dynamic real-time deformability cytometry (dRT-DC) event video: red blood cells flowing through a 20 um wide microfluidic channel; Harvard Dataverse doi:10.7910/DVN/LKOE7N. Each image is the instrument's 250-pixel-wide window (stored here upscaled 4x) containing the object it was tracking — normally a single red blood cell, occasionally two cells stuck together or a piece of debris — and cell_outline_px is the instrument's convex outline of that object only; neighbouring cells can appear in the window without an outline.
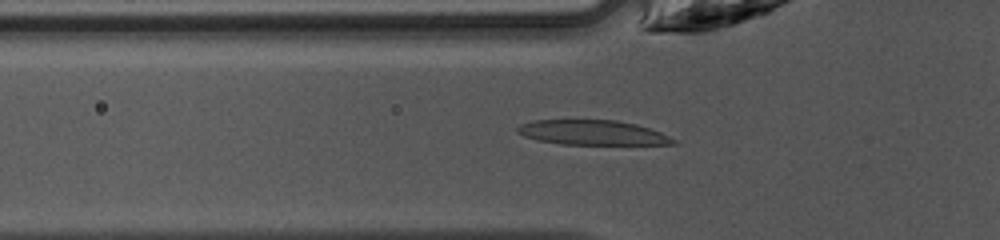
{"species": "common noctule bat (a hibernating species)", "species_latin": "Nyctalus noctula", "temperature_condition": "warm", "stored_images_in_passage": 38, "camera_frame_rate_fps": 3000, "um_per_image_px": 0.085, "animal": {"sex": "female", "body_mass_g": 10.0, "forearm_length_mm": 53.1}, "frame": {"image": 1, "passage_image": 7, "time_ms": 2.0, "image_size_px": [1000, 240], "cell_outline_px": [[676, 144], [560, 144], [536, 140], [524, 136], [516, 132], [516, 128], [520, 124], [532, 120], [616, 120], [636, 124], [660, 132], [676, 140]], "centroid_in_image_um": [50.3, 11.26], "position_along_channel_um": 75.5, "area_um2": 22.43}}
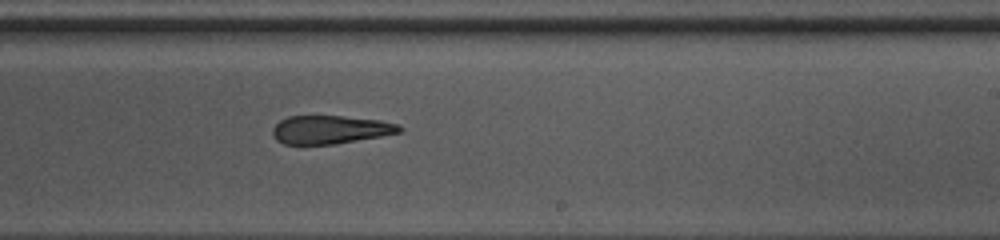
{"frame": {"image": 2, "passage_image": 20, "time_ms": 6.333, "image_size_px": [1000, 240], "cell_outline_px": [[404, 128], [400, 132], [380, 136], [336, 144], [284, 144], [276, 140], [272, 132], [272, 128], [280, 120], [288, 116], [344, 116], [380, 120], [396, 124]], "centroid_in_image_um": [28.05, 11.01], "position_along_channel_um": 260.9, "area_um2": 20.87}}
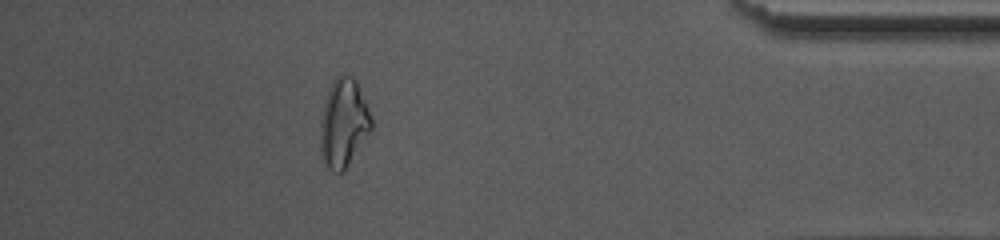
{"frame": {"image": 3, "passage_image": 33, "time_ms": 10.667, "image_size_px": [1000, 240], "cell_outline_px": [[372, 128], [344, 172], [332, 172], [328, 168], [320, 152], [320, 120], [324, 100], [328, 88], [332, 80], [340, 72], [344, 72], [352, 76], [356, 80], [368, 104], [372, 116]], "centroid_in_image_um": [29.2, 10.4], "position_along_channel_um": 406.0, "area_um2": 26.93}, "authors_computed_cell_mechanics": {"area_um2": 22.542, "velocity_mm_per_s": 4.2474, "shape_relaxation_time_tau1_ms": 9.6102, "shape_relaxation_time_tau2_ms": 2.8389, "deformation_change_tau1": 0.2787, "deformation_change_tau2": 0.1481}}